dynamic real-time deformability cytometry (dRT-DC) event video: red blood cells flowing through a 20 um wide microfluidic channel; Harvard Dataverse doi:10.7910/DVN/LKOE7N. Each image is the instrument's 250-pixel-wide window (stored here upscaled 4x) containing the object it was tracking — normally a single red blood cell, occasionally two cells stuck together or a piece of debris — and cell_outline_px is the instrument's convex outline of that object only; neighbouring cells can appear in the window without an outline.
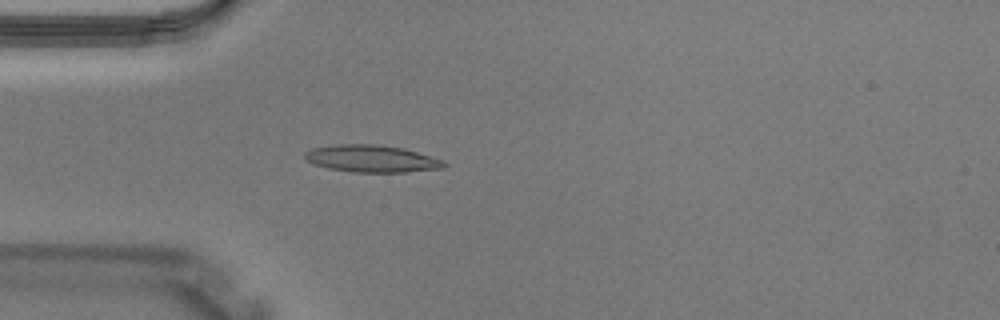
{"species": "Egyptian fruit bat (a non-hibernating species)", "species_latin": "Rousettus aegyptiacus", "temperature_condition": "warm", "stored_images_in_passage": 3, "camera_frame_rate_fps": 3000, "um_per_image_px": 0.085, "animal": {"sex": "male"}, "frame": {"image": 1, "passage_image": 3, "time_ms": 0.667, "image_size_px": [1000, 320], "cell_outline_px": [[448, 164], [444, 168], [404, 172], [352, 172], [328, 168], [304, 160], [304, 152], [312, 148], [332, 144], [376, 144], [404, 148], [444, 160]], "centroid_in_image_um": [31.59, 13.48], "position_along_channel_um": 53.4, "area_um2": 22.2}}